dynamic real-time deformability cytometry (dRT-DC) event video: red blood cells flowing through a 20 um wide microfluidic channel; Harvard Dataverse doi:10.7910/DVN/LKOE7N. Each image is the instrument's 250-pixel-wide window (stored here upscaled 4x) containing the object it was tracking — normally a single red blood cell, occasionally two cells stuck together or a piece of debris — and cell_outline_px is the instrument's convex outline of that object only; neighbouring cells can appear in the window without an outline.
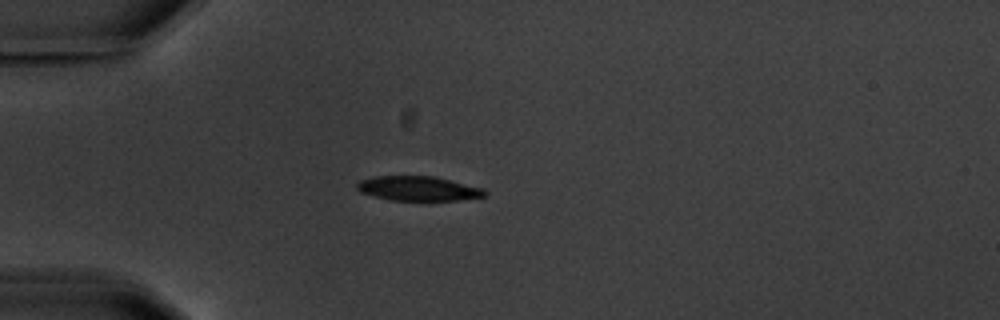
{"species": "common noctule bat (a hibernating species)", "species_latin": "Nyctalus noctula", "temperature_condition": "warm", "stored_images_in_passage": 3, "camera_frame_rate_fps": 3000, "um_per_image_px": 0.085, "animal": {"sex": "male", "body_mass_g": 20.1, "forearm_length_mm": 53.5}, "frame": {"image": 1, "passage_image": 3, "time_ms": 3.667, "image_size_px": [1000, 320], "cell_outline_px": [[488, 196], [456, 200], [392, 200], [360, 192], [356, 188], [356, 184], [360, 180], [376, 176], [432, 176], [484, 188], [488, 192]], "centroid_in_image_um": [35.58, 16.02], "position_along_channel_um": 49.4, "area_um2": 18.15}}